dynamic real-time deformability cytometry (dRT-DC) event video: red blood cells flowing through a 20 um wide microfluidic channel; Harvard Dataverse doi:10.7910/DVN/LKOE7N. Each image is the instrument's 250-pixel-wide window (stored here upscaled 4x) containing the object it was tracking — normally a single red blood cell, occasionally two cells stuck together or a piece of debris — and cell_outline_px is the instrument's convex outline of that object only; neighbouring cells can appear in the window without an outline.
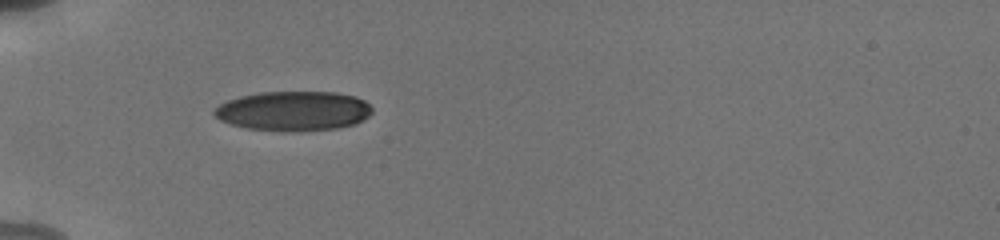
{"species": "human", "species_latin": "Homo sapiens", "temperature_condition": "cold", "stored_images_in_passage": 13, "camera_frame_rate_fps": 3000, "um_per_image_px": 0.085, "donor": {"sex": "male"}, "frame": {"image": 1, "passage_image": 1, "time_ms": 0.0, "image_size_px": [1000, 240], "cell_outline_px": [[372, 112], [364, 120], [356, 124], [340, 128], [292, 132], [280, 132], [248, 128], [232, 124], [220, 120], [212, 112], [212, 108], [228, 100], [240, 96], [260, 92], [336, 92], [356, 96], [364, 100], [372, 108]], "centroid_in_image_um": [24.96, 9.44], "position_along_channel_um": 60.0, "area_um2": 36.88}}
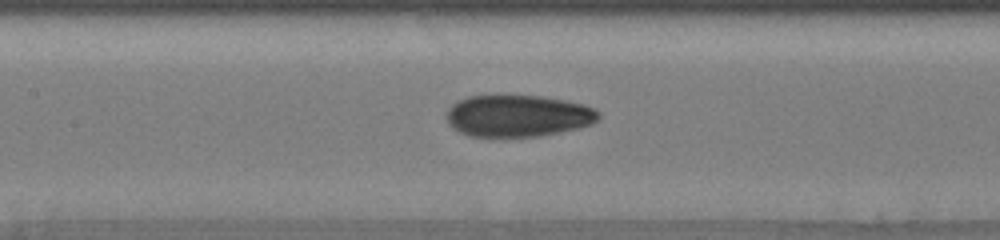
{"frame": {"image": 2, "passage_image": 8, "time_ms": 3.0, "image_size_px": [1000, 240], "cell_outline_px": [[600, 116], [592, 124], [580, 128], [540, 136], [468, 136], [452, 128], [448, 124], [444, 116], [448, 108], [456, 100], [468, 96], [492, 92], [540, 96], [564, 100], [584, 104], [596, 108], [600, 112]], "centroid_in_image_um": [43.97, 9.8], "position_along_channel_um": 163.4, "area_um2": 38.38}}
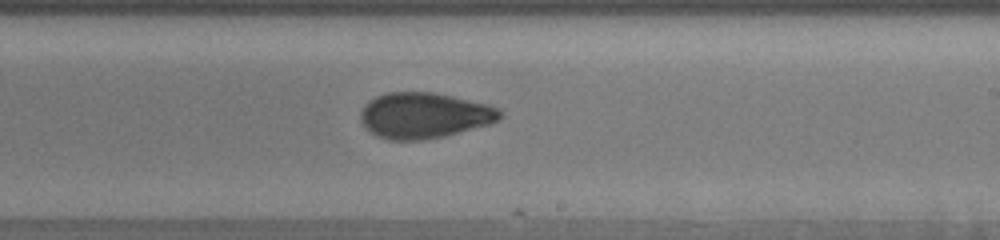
{"frame": {"image": 3, "passage_image": 13, "time_ms": 5.333, "image_size_px": [1000, 240], "cell_outline_px": [[504, 116], [500, 120], [492, 124], [444, 136], [420, 140], [388, 140], [376, 136], [360, 120], [360, 112], [364, 104], [368, 100], [376, 96], [388, 92], [436, 92], [488, 104], [500, 108], [504, 112]], "centroid_in_image_um": [36.11, 9.8], "position_along_channel_um": 252.9, "area_um2": 37.63}}